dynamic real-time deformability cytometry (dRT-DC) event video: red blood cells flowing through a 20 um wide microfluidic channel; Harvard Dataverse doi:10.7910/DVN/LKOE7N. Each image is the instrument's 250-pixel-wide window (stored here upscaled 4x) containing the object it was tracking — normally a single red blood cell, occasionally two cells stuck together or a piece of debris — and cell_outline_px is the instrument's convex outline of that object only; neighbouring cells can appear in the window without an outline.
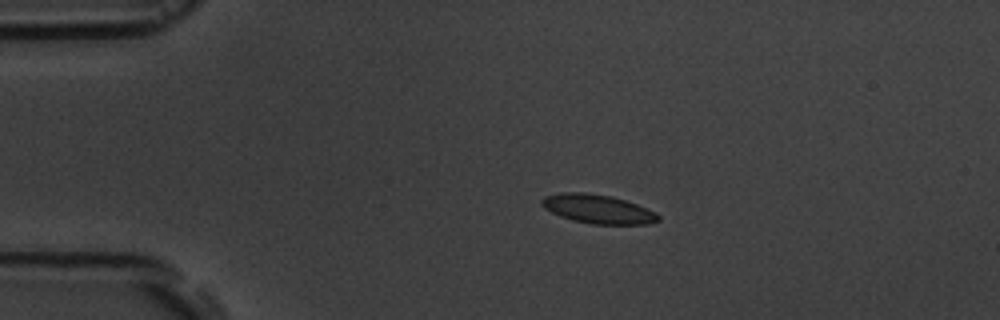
{"species": "common noctule bat (a hibernating species)", "species_latin": "Nyctalus noctula", "temperature_condition": "room temperature", "stored_images_in_passage": 7, "camera_frame_rate_fps": 3000, "um_per_image_px": 0.085, "animal": {"sex": "male", "body_mass_g": 19.5, "forearm_length_mm": 54.6}, "frame": {"image": 1, "passage_image": 3, "time_ms": 2.333, "image_size_px": [1000, 320], "cell_outline_px": [[660, 220], [648, 224], [592, 224], [572, 220], [560, 216], [544, 208], [540, 204], [540, 200], [544, 196], [564, 192], [584, 192], [612, 196], [636, 204], [656, 212], [660, 216]], "centroid_in_image_um": [50.8, 17.76], "position_along_channel_um": 34.2, "area_um2": 19.65}}
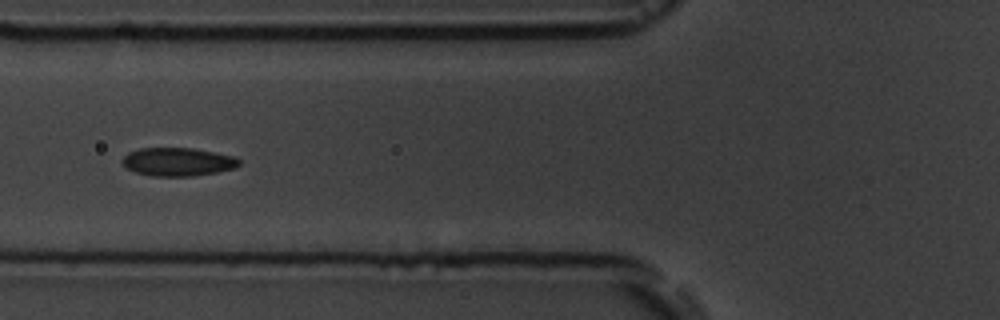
{"frame": {"image": 2, "passage_image": 6, "time_ms": 5.667, "image_size_px": [1000, 320], "cell_outline_px": [[240, 164], [236, 168], [216, 172], [192, 176], [152, 176], [136, 172], [128, 168], [120, 160], [128, 152], [140, 148], [192, 148], [232, 156], [240, 160]], "centroid_in_image_um": [15.1, 13.75], "position_along_channel_um": 110.7, "area_um2": 19.13}}
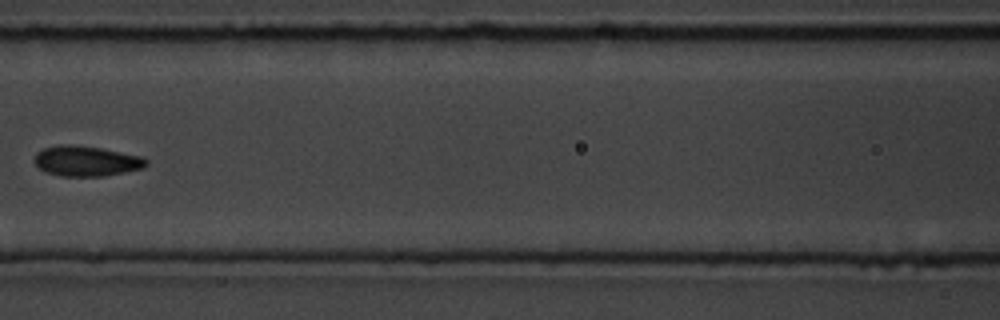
{"frame": {"image": 3, "passage_image": 7, "time_ms": 7.0, "image_size_px": [1000, 320], "cell_outline_px": [[148, 164], [144, 168], [104, 176], [60, 176], [48, 172], [40, 168], [32, 160], [36, 152], [44, 148], [60, 144], [72, 144], [100, 148], [140, 156], [148, 160]], "centroid_in_image_um": [7.32, 13.68], "position_along_channel_um": 159.3, "area_um2": 19.71}}